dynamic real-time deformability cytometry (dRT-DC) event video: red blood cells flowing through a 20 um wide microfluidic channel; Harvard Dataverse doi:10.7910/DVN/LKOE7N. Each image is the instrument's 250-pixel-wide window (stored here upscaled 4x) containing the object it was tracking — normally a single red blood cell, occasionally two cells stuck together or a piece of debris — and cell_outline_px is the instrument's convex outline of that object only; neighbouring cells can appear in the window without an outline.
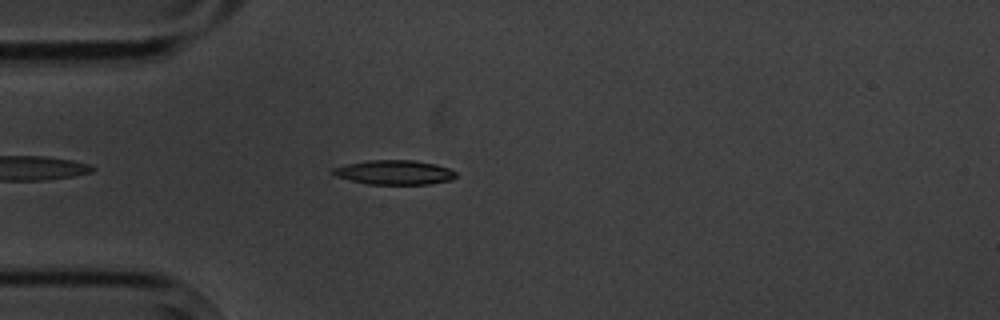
{"species": "common noctule bat (a hibernating species)", "species_latin": "Nyctalus noctula", "temperature_condition": "cold", "stored_images_in_passage": 4, "camera_frame_rate_fps": 3000, "um_per_image_px": 0.085, "animal": {"sex": "male", "body_mass_g": 20.1, "forearm_length_mm": 53.5}, "frame": {"image": 1, "passage_image": 4, "time_ms": 3.667, "image_size_px": [1000, 320], "cell_outline_px": [[456, 176], [452, 180], [428, 184], [368, 184], [336, 176], [328, 172], [332, 168], [348, 164], [368, 160], [416, 160], [436, 164], [448, 168], [456, 172]], "centroid_in_image_um": [33.52, 14.64], "position_along_channel_um": 51.5, "area_um2": 17.51}}